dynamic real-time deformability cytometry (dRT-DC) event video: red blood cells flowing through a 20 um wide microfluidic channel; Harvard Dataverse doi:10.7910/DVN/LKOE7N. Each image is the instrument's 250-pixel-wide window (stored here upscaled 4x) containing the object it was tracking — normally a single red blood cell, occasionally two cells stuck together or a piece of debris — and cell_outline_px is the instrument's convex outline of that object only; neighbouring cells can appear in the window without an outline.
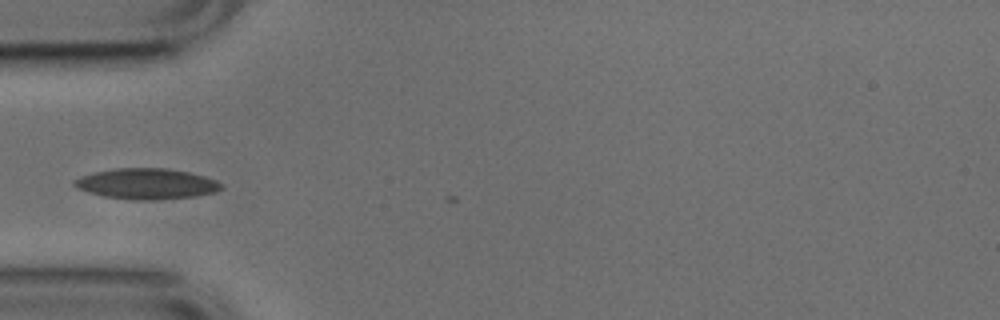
{"species": "common noctule bat (a hibernating species)", "species_latin": "Nyctalus noctula", "temperature_condition": "cold", "stored_images_in_passage": 2, "camera_frame_rate_fps": 3000, "um_per_image_px": 0.085, "animal": {"sex": "male", "body_mass_g": 17.9, "forearm_length_mm": 54.2}, "frame": {"image": 1, "passage_image": 1, "time_ms": 0.0, "image_size_px": [1000, 320], "cell_outline_px": [[224, 188], [216, 192], [196, 196], [160, 200], [132, 200], [104, 196], [88, 192], [76, 188], [72, 184], [72, 180], [96, 172], [112, 168], [168, 168], [188, 172], [204, 176], [216, 180]], "centroid_in_image_um": [12.47, 15.63], "position_along_channel_um": 72.5, "area_um2": 26.41}}